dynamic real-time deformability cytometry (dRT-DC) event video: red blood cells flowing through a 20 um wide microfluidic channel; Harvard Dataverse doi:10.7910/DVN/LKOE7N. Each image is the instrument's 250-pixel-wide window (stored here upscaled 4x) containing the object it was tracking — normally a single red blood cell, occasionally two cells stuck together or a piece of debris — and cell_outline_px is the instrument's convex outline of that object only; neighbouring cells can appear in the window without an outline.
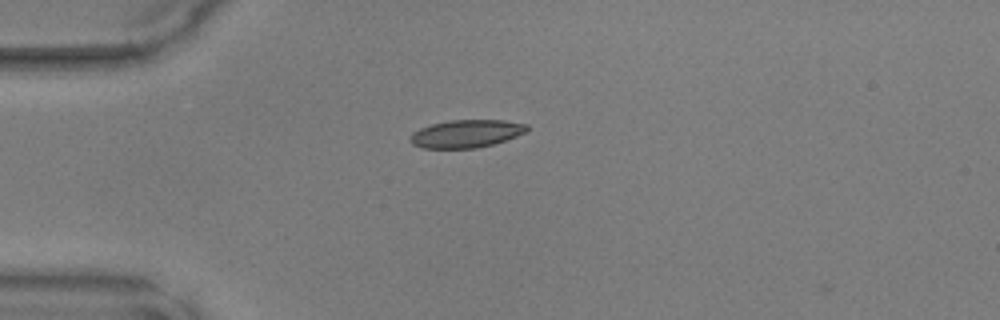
{"species": "common noctule bat (a hibernating species)", "species_latin": "Nyctalus noctula", "temperature_condition": "warm", "stored_images_in_passage": 39, "camera_frame_rate_fps": 3000, "um_per_image_px": 0.085, "animal": {"sex": "male", "body_mass_g": 17.9, "forearm_length_mm": 54.2}, "frame": {"image": 1, "passage_image": 3, "time_ms": 0.667, "image_size_px": [1000, 320], "cell_outline_px": [[528, 128], [524, 132], [516, 136], [492, 144], [476, 148], [424, 148], [412, 144], [408, 140], [412, 132], [420, 128], [432, 124], [452, 120], [504, 120], [528, 124]], "centroid_in_image_um": [39.6, 11.36], "position_along_channel_um": 45.4, "area_um2": 18.79}}
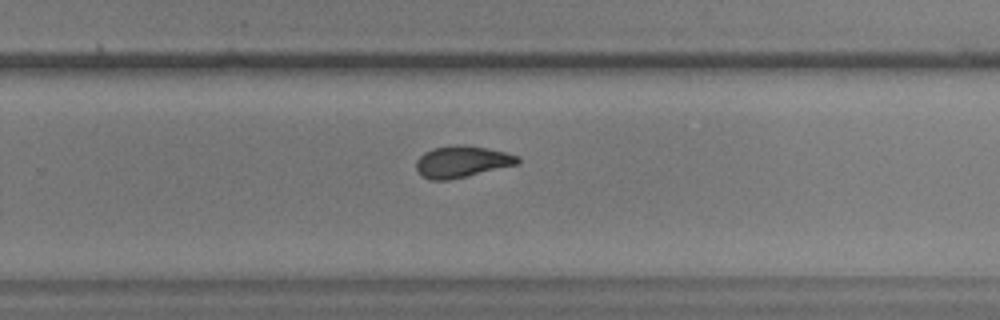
{"frame": {"image": 2, "passage_image": 22, "time_ms": 7.0, "image_size_px": [1000, 320], "cell_outline_px": [[520, 164], [448, 180], [428, 180], [420, 176], [416, 168], [416, 160], [424, 152], [432, 148], [452, 144], [460, 144], [508, 152], [520, 156]], "centroid_in_image_um": [39.26, 13.74], "position_along_channel_um": 290.5, "area_um2": 18.96}}
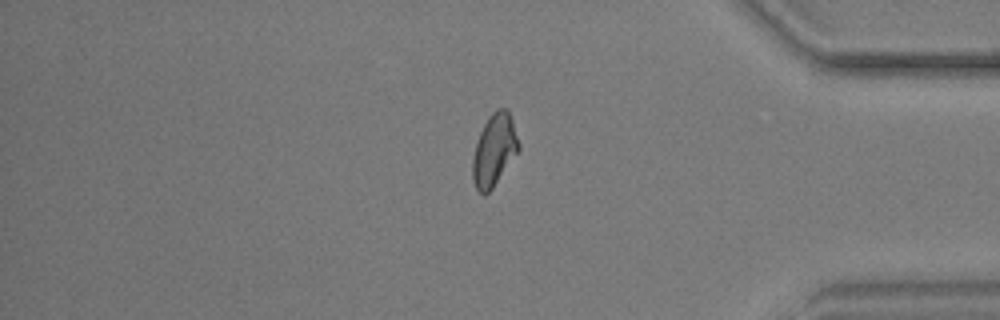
{"frame": {"image": 3, "passage_image": 31, "time_ms": 10.0, "image_size_px": [1000, 320], "cell_outline_px": [[520, 148], [492, 188], [484, 196], [476, 188], [472, 180], [472, 156], [480, 132], [488, 116], [496, 108], [508, 108], [520, 144]], "centroid_in_image_um": [41.99, 12.73], "position_along_channel_um": 393.2, "area_um2": 19.25}}